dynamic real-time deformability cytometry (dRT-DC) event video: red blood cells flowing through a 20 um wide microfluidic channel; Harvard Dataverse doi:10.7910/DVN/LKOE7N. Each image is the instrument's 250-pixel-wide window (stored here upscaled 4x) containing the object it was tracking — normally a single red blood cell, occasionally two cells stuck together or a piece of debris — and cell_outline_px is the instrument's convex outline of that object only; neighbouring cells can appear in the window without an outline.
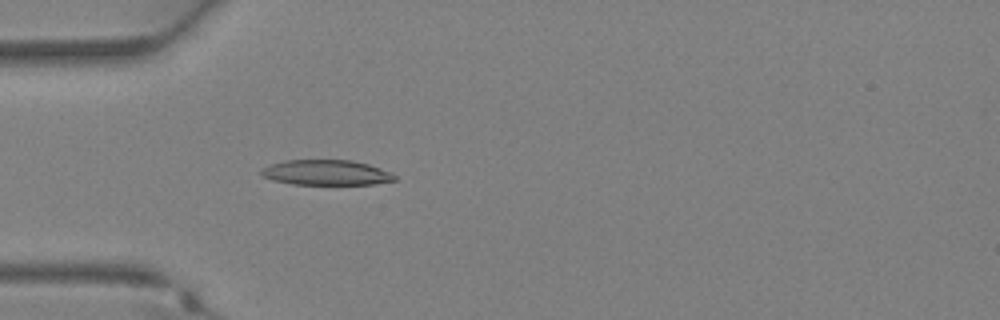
{"species": "Egyptian fruit bat (a non-hibernating species)", "species_latin": "Rousettus aegyptiacus", "temperature_condition": "warm", "stored_images_in_passage": 31, "camera_frame_rate_fps": 3000, "um_per_image_px": 0.085, "animal": {"sex": "female"}, "frame": {"image": 1, "passage_image": 6, "time_ms": 1.667, "image_size_px": [1000, 320], "cell_outline_px": [[396, 180], [376, 184], [292, 184], [272, 180], [264, 176], [260, 172], [260, 168], [284, 160], [352, 160], [368, 164], [392, 172], [396, 176]], "centroid_in_image_um": [27.74, 14.66], "position_along_channel_um": 57.3, "area_um2": 19.65}}
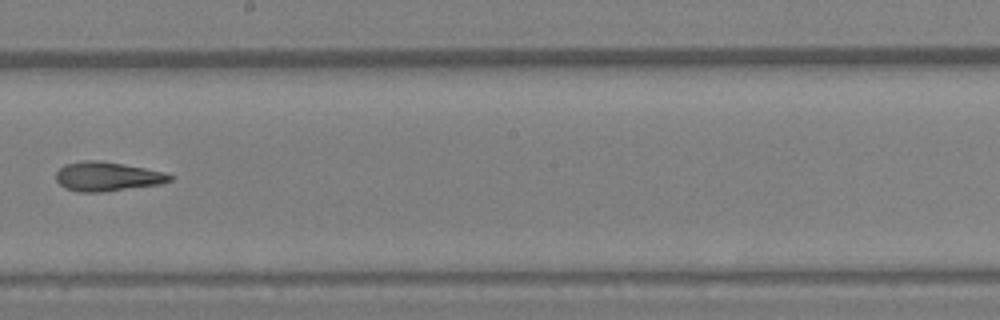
{"frame": {"image": 2, "passage_image": 16, "time_ms": 5.0, "image_size_px": [1000, 320], "cell_outline_px": [[172, 180], [160, 184], [100, 192], [80, 192], [64, 188], [56, 180], [56, 172], [64, 164], [84, 160], [96, 160], [144, 168], [164, 172], [172, 176]], "centroid_in_image_um": [9.07, 15.0], "position_along_channel_um": 239.1, "area_um2": 19.13}}
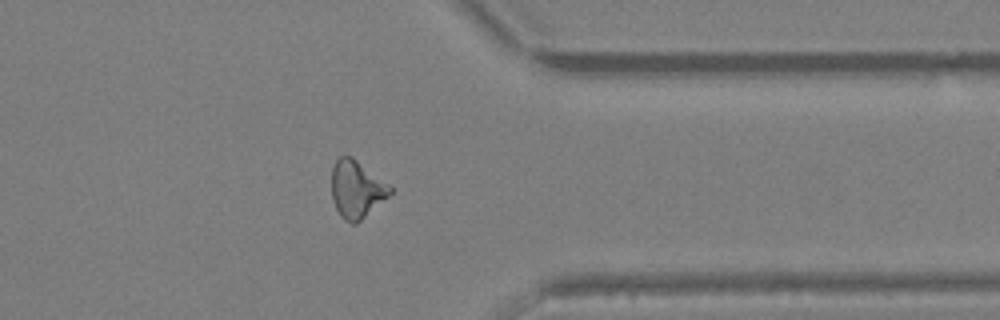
{"frame": {"image": 3, "passage_image": 24, "time_ms": 7.667, "image_size_px": [1000, 320], "cell_outline_px": [[392, 192], [388, 196], [356, 224], [352, 224], [344, 220], [340, 216], [332, 200], [332, 168], [336, 160], [340, 156], [352, 156], [388, 184], [392, 188]], "centroid_in_image_um": [30.28, 16.09], "position_along_channel_um": 381.1, "area_um2": 19.36}}